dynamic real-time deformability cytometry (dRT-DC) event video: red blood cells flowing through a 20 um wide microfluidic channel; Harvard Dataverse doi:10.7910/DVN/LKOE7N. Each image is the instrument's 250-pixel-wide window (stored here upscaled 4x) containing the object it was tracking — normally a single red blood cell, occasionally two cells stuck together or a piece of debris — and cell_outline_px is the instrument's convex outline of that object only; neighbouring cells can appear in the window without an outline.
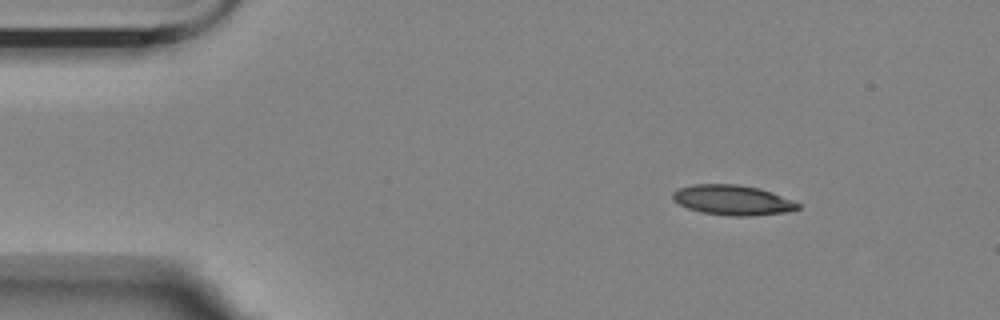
{"species": "Egyptian fruit bat (a non-hibernating species)", "species_latin": "Rousettus aegyptiacus", "temperature_condition": "room temperature", "stored_images_in_passage": 50, "camera_frame_rate_fps": 3000, "um_per_image_px": 0.085, "animal": {"sex": "female"}, "frame": {"image": 1, "passage_image": 1, "time_ms": 0.0, "image_size_px": [1000, 320], "cell_outline_px": [[800, 208], [788, 212], [752, 216], [732, 216], [704, 212], [688, 208], [672, 200], [672, 192], [680, 188], [692, 184], [736, 184], [760, 188], [772, 192], [792, 200], [800, 204]], "centroid_in_image_um": [62.29, 17.0], "position_along_channel_um": 22.7, "area_um2": 21.91}}
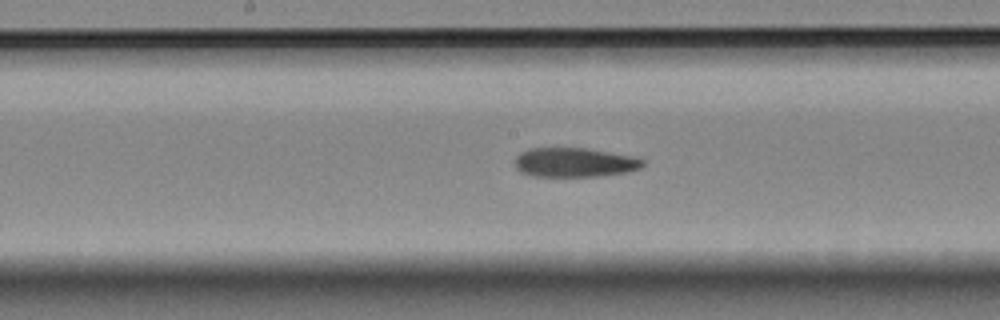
{"frame": {"image": 2, "passage_image": 22, "time_ms": 7.0, "image_size_px": [1000, 320], "cell_outline_px": [[644, 164], [640, 168], [628, 172], [596, 176], [532, 176], [520, 172], [516, 168], [516, 156], [520, 152], [528, 148], [588, 148], [632, 156], [644, 160]], "centroid_in_image_um": [48.82, 13.8], "position_along_channel_um": 199.4, "area_um2": 21.85}}
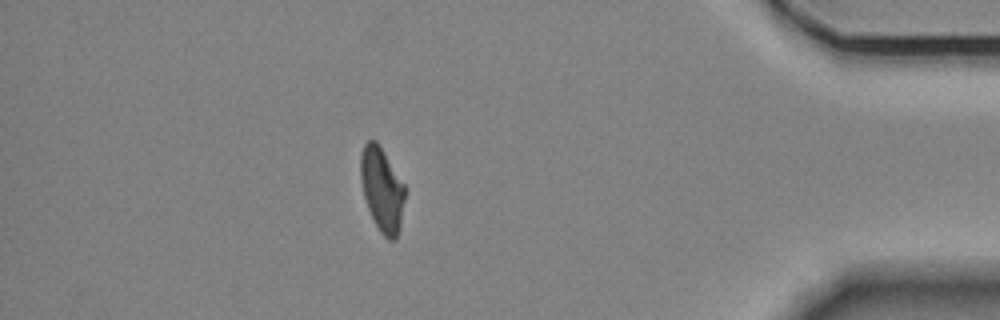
{"frame": {"image": 3, "passage_image": 43, "time_ms": 14.0, "image_size_px": [1000, 320], "cell_outline_px": [[404, 200], [400, 228], [396, 240], [388, 240], [380, 232], [368, 208], [364, 196], [360, 180], [360, 156], [364, 144], [368, 140], [376, 140], [404, 184]], "centroid_in_image_um": [32.45, 16.11], "position_along_channel_um": 402.7, "area_um2": 21.5}, "authors_computed_cell_mechanics": {"area_um2": 22.4264, "velocity_mm_per_s": 3.5065, "shape_relaxation_time_tau1_ms": null, "shape_relaxation_time_tau2_ms": 5.1894, "deformation_change_tau1": null, "deformation_change_tau2": 0.125}}